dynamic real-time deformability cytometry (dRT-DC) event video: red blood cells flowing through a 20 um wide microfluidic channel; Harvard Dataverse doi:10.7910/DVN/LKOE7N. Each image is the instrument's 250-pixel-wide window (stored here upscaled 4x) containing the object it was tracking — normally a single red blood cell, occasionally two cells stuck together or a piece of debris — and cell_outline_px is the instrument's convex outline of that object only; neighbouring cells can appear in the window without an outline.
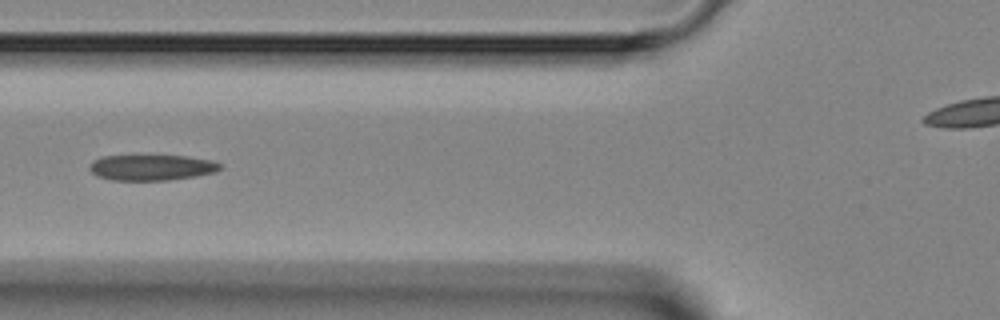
{"species": "Egyptian fruit bat (a non-hibernating species)", "species_latin": "Rousettus aegyptiacus", "temperature_condition": "room temperature", "stored_images_in_passage": 2, "camera_frame_rate_fps": 3000, "um_per_image_px": 0.085, "animal": {"sex": "female"}, "frame": {"image": 1, "passage_image": 2, "time_ms": 1.0, "image_size_px": [1000, 320], "cell_outline_px": [[220, 168], [216, 172], [168, 180], [112, 180], [96, 176], [88, 168], [92, 160], [100, 156], [184, 156], [212, 160], [220, 164]], "centroid_in_image_um": [12.82, 14.23], "position_along_channel_um": 113.0, "area_um2": 19.42}}